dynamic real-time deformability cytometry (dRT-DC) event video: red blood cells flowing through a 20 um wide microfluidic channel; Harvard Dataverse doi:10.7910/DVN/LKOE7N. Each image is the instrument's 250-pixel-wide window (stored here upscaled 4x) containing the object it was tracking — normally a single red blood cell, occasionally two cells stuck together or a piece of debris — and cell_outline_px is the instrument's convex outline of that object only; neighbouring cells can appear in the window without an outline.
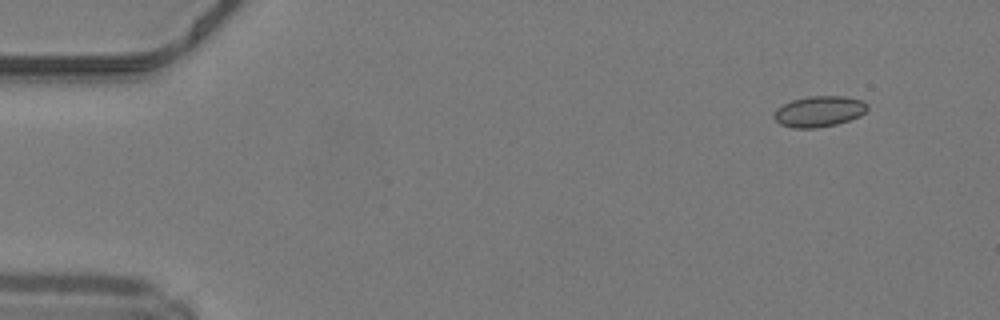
{"species": "common noctule bat (a hibernating species)", "species_latin": "Nyctalus noctula", "temperature_condition": "warm", "stored_images_in_passage": 46, "camera_frame_rate_fps": 3000, "um_per_image_px": 0.085, "animal": {"sex": "male", "body_mass_g": 19.2, "forearm_length_mm": 51.8}, "frame": {"image": 1, "passage_image": 1, "time_ms": 0.0, "image_size_px": [1000, 320], "cell_outline_px": [[868, 108], [860, 116], [836, 124], [816, 128], [792, 128], [780, 124], [772, 116], [776, 108], [792, 100], [808, 96], [844, 96], [864, 100], [868, 104]], "centroid_in_image_um": [69.62, 9.46], "position_along_channel_um": 15.4, "area_um2": 16.88}}
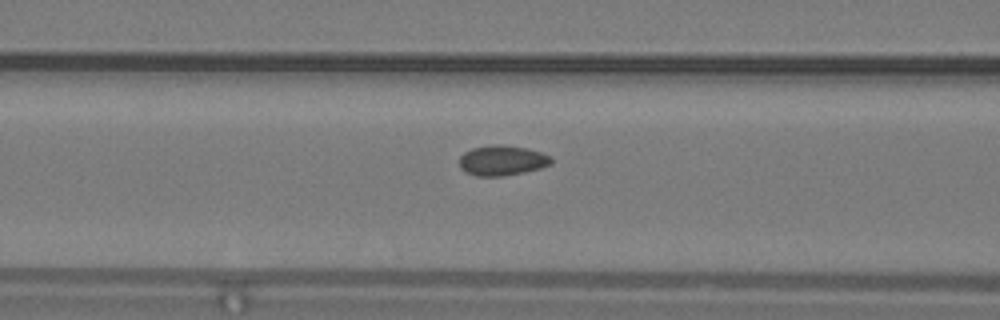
{"frame": {"image": 2, "passage_image": 17, "time_ms": 5.333, "image_size_px": [1000, 320], "cell_outline_px": [[552, 164], [540, 168], [524, 172], [504, 176], [476, 176], [464, 172], [460, 168], [460, 156], [464, 152], [472, 148], [500, 144], [528, 148], [552, 156]], "centroid_in_image_um": [42.69, 13.64], "position_along_channel_um": 123.9, "area_um2": 16.24}}
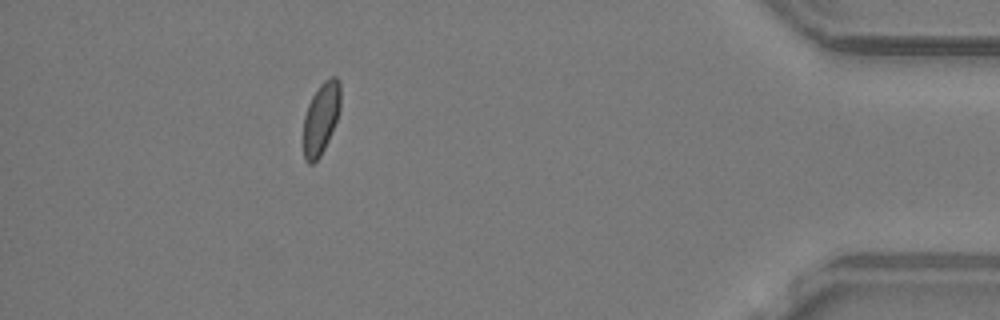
{"frame": {"image": 3, "passage_image": 41, "time_ms": 13.333, "image_size_px": [1000, 320], "cell_outline_px": [[340, 108], [336, 120], [328, 140], [320, 156], [312, 164], [308, 164], [304, 160], [304, 116], [308, 104], [312, 96], [320, 84], [328, 76], [336, 76], [340, 80]], "centroid_in_image_um": [27.28, 10.01], "position_along_channel_um": 407.9, "area_um2": 15.49}}